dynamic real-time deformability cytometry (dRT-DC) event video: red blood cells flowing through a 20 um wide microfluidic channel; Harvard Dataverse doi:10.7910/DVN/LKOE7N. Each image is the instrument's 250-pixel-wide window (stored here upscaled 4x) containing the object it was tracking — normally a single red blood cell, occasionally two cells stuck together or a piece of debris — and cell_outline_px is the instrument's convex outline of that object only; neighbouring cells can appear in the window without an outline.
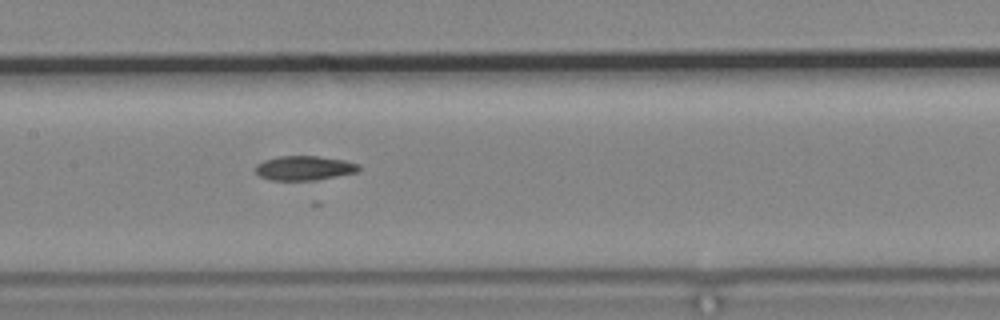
{"species": "common noctule bat (a hibernating species)", "species_latin": "Nyctalus noctula", "temperature_condition": "cold", "stored_images_in_passage": 8, "camera_frame_rate_fps": 3000, "um_per_image_px": 0.085, "animal": {"sex": "male", "body_mass_g": 19.2, "forearm_length_mm": 51.8}, "frame": {"image": 1, "passage_image": 8, "time_ms": 9.0, "image_size_px": [1000, 320], "cell_outline_px": [[360, 168], [356, 172], [336, 176], [312, 180], [272, 180], [260, 176], [256, 172], [256, 164], [264, 160], [280, 156], [316, 156], [344, 160], [360, 164]], "centroid_in_image_um": [25.86, 14.28], "position_along_channel_um": 181.5, "area_um2": 14.51}}